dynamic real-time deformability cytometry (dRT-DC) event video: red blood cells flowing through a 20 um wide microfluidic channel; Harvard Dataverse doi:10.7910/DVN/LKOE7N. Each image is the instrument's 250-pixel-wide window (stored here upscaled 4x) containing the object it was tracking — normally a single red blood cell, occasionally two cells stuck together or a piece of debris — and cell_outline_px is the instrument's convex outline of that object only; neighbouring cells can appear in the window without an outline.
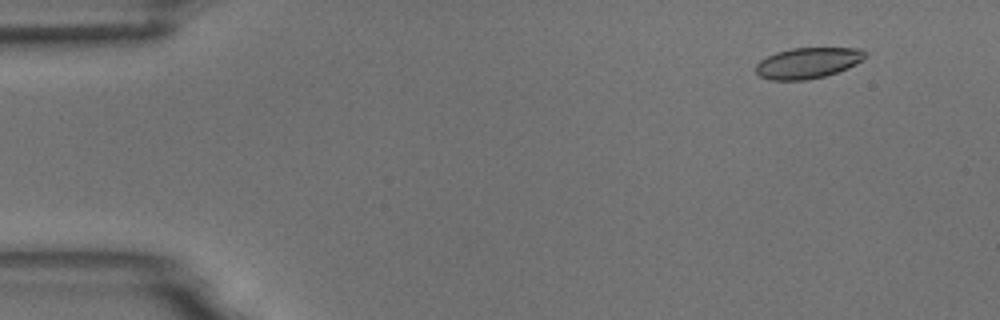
{"species": "common noctule bat (a hibernating species)", "species_latin": "Nyctalus noctula", "temperature_condition": "room temperature", "stored_images_in_passage": 54, "camera_frame_rate_fps": 3000, "um_per_image_px": 0.085, "animal": {"sex": "male", "body_mass_g": 18.8}, "frame": {"image": 1, "passage_image": 5, "time_ms": 1.333, "image_size_px": [1000, 320], "cell_outline_px": [[868, 52], [864, 60], [848, 68], [824, 76], [804, 80], [768, 80], [760, 76], [756, 72], [756, 64], [760, 60], [776, 52], [792, 48], [860, 48]], "centroid_in_image_um": [68.68, 5.34], "position_along_channel_um": 16.3, "area_um2": 19.71}}
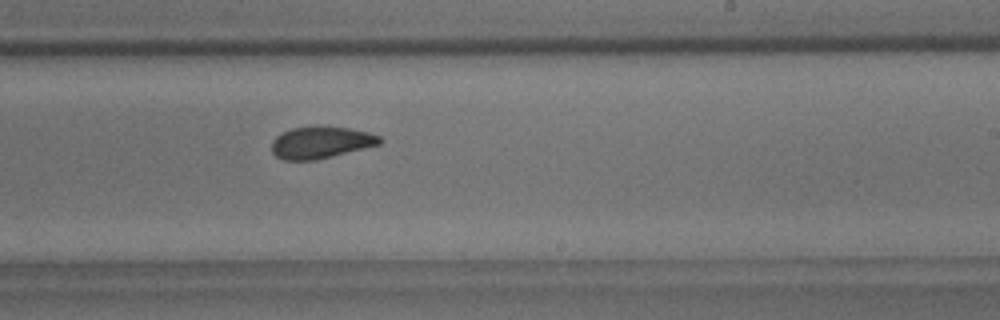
{"frame": {"image": 2, "passage_image": 33, "time_ms": 10.667, "image_size_px": [1000, 320], "cell_outline_px": [[384, 140], [380, 144], [316, 160], [284, 160], [276, 156], [272, 152], [272, 140], [276, 136], [292, 128], [320, 124], [348, 128], [368, 132], [380, 136]], "centroid_in_image_um": [27.27, 12.08], "position_along_channel_um": 261.7, "area_um2": 20.35}}
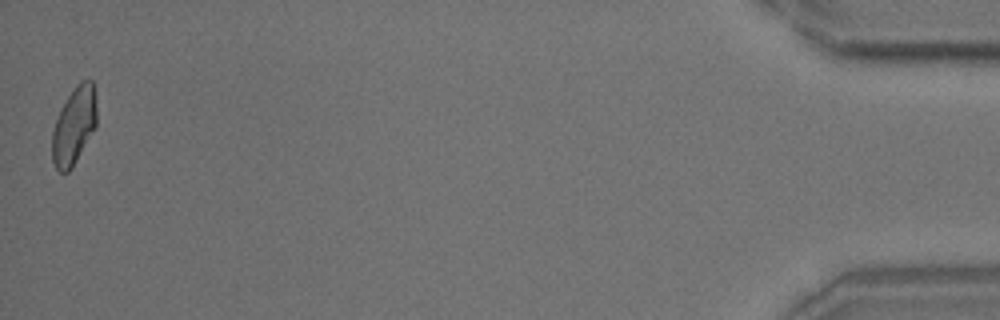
{"frame": {"image": 3, "passage_image": 54, "time_ms": 17.667, "image_size_px": [1000, 320], "cell_outline_px": [[96, 128], [72, 168], [68, 172], [60, 172], [56, 168], [52, 160], [52, 132], [60, 108], [76, 84], [80, 80], [92, 80], [96, 96]], "centroid_in_image_um": [6.3, 10.68], "position_along_channel_um": 428.9, "area_um2": 20.29}, "authors_computed_cell_mechanics": {"area_um2": 20.519, "velocity_mm_per_s": 3.7183, "shape_relaxation_time_tau1_ms": 4.9468, "shape_relaxation_time_tau2_ms": 2.2713, "deformation_change_tau1": 0.1318, "deformation_change_tau2": 0.0842}}